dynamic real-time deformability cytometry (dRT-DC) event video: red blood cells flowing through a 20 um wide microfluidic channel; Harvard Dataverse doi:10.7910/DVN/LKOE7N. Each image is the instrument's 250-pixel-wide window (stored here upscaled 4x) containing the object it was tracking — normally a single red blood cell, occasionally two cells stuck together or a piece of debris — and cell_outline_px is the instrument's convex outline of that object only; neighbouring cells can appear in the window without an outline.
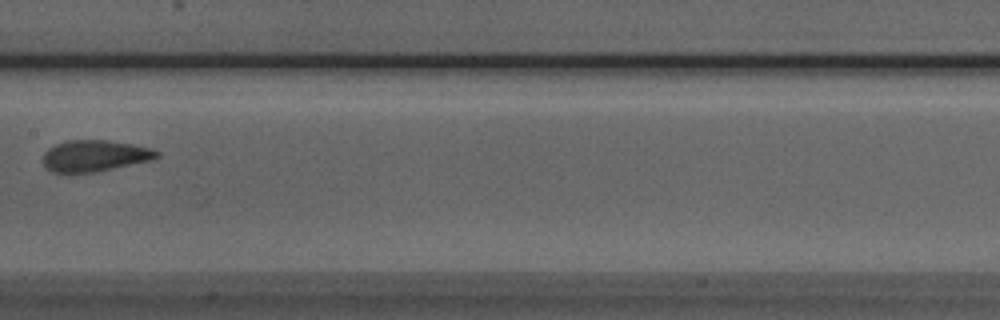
{"species": "Egyptian fruit bat (a non-hibernating species)", "species_latin": "Rousettus aegyptiacus", "temperature_condition": "room temperature", "stored_images_in_passage": 7, "camera_frame_rate_fps": 3000, "um_per_image_px": 0.085, "animal": {"sex": "male"}, "frame": {"image": 1, "passage_image": 7, "time_ms": 7.667, "image_size_px": [1000, 320], "cell_outline_px": [[160, 156], [152, 160], [92, 172], [52, 172], [44, 168], [44, 152], [48, 148], [56, 144], [68, 140], [108, 140], [132, 144], [152, 148], [160, 152]], "centroid_in_image_um": [8.06, 13.23], "position_along_channel_um": 199.3, "area_um2": 20.69}}